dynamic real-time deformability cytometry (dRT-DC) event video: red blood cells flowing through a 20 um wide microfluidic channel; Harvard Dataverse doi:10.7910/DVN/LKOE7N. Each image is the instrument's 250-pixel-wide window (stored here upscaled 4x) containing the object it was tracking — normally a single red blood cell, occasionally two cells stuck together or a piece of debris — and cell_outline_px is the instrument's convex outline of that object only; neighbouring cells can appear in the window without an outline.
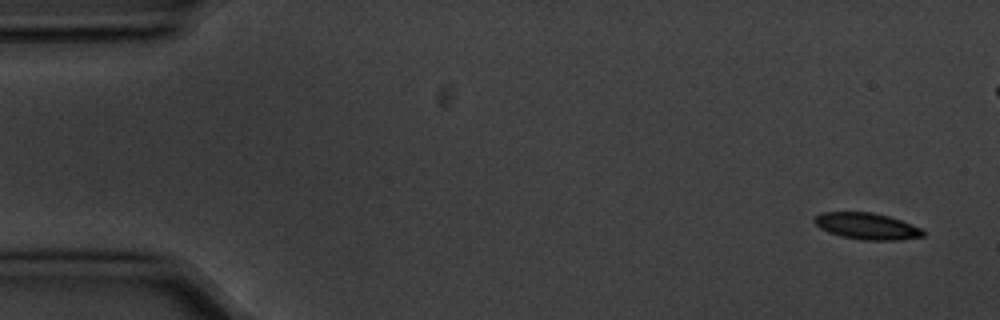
{"species": "common noctule bat (a hibernating species)", "species_latin": "Nyctalus noctula", "temperature_condition": "cold", "stored_images_in_passage": 8, "camera_frame_rate_fps": 3000, "um_per_image_px": 0.085, "animal": {"sex": "male", "body_mass_g": 20.1, "forearm_length_mm": 53.5}, "frame": {"image": 1, "passage_image": 1, "time_ms": 0.0, "image_size_px": [1000, 320], "cell_outline_px": [[924, 236], [900, 240], [860, 240], [840, 236], [828, 232], [820, 228], [812, 220], [816, 216], [824, 212], [872, 212], [888, 216], [912, 224], [920, 228], [924, 232]], "centroid_in_image_um": [73.67, 19.23], "position_along_channel_um": 11.3, "area_um2": 16.76}}
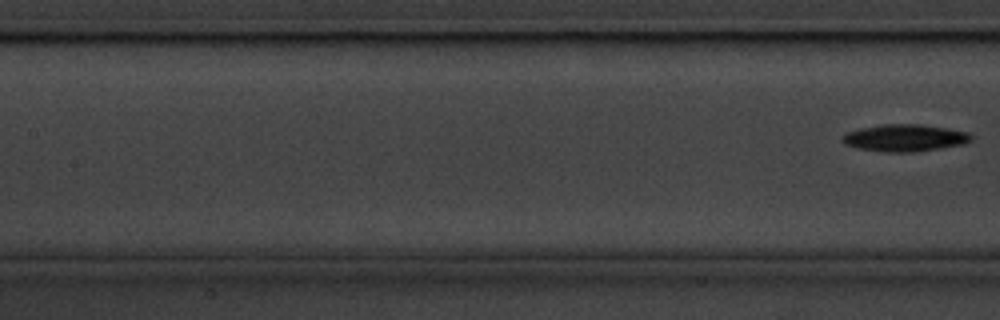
{"frame": {"image": 2, "passage_image": 8, "time_ms": 2.333, "image_size_px": [1000, 320], "cell_outline_px": [[972, 140], [964, 144], [940, 148], [912, 152], [884, 152], [856, 148], [844, 144], [840, 140], [848, 132], [860, 128], [880, 124], [920, 124], [968, 132], [972, 136]], "centroid_in_image_um": [76.88, 11.72], "position_along_channel_um": 130.5, "area_um2": 20.29}}